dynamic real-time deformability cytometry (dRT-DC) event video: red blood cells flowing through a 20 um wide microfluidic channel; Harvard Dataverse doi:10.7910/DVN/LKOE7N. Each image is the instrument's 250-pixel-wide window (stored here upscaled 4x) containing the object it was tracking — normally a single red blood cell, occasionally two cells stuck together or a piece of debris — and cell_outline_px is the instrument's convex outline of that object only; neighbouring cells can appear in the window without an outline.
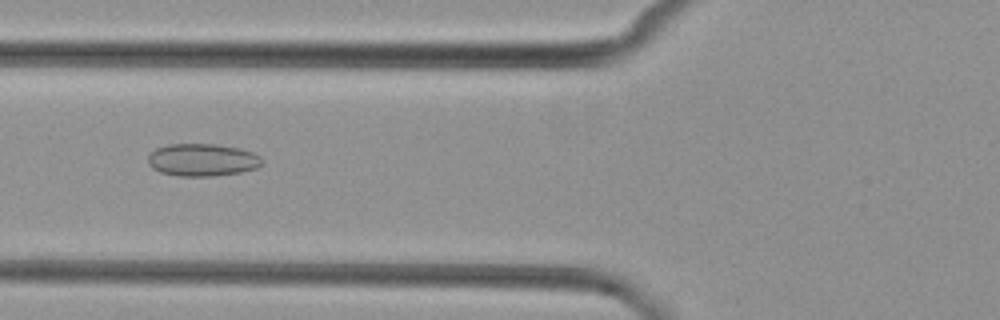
{"species": "common noctule bat (a hibernating species)", "species_latin": "Nyctalus noctula", "temperature_condition": "cold", "stored_images_in_passage": 8, "camera_frame_rate_fps": 3000, "um_per_image_px": 0.085, "animal": {"sex": "female", "body_mass_g": 29.2, "forearm_length_mm": 56.3}, "frame": {"image": 1, "passage_image": 6, "time_ms": 6.667, "image_size_px": [1000, 320], "cell_outline_px": [[264, 164], [256, 168], [240, 172], [212, 176], [180, 176], [160, 172], [152, 168], [148, 164], [148, 156], [156, 148], [168, 144], [216, 144], [240, 148], [252, 152], [260, 156], [264, 160]], "centroid_in_image_um": [17.22, 13.59], "position_along_channel_um": 108.6, "area_um2": 21.73}}
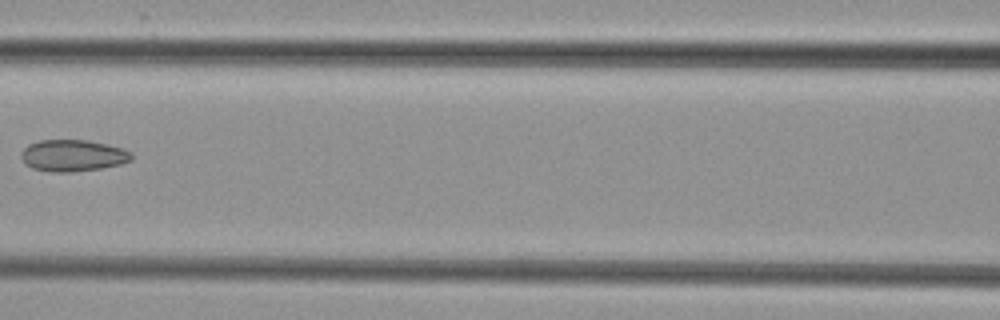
{"frame": {"image": 2, "passage_image": 7, "time_ms": 8.0, "image_size_px": [1000, 320], "cell_outline_px": [[132, 160], [120, 164], [104, 168], [72, 172], [48, 172], [32, 168], [24, 164], [20, 156], [20, 152], [28, 144], [40, 140], [88, 140], [108, 144], [124, 148], [132, 152]], "centroid_in_image_um": [6.19, 13.22], "position_along_channel_um": 160.4, "area_um2": 20.75}}
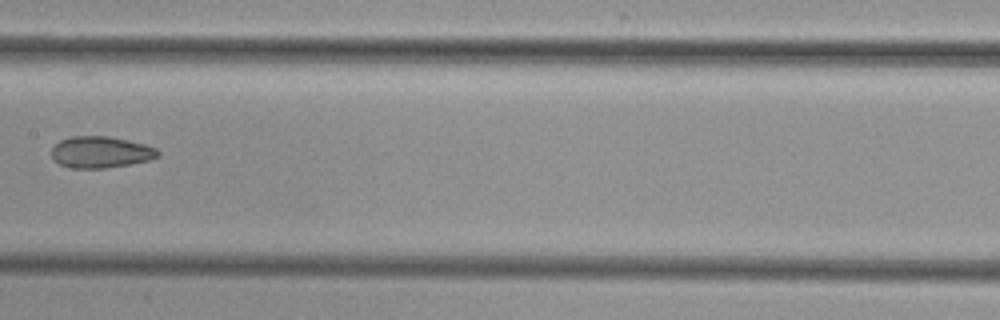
{"frame": {"image": 3, "passage_image": 8, "time_ms": 9.0, "image_size_px": [1000, 320], "cell_outline_px": [[160, 156], [148, 160], [132, 164], [104, 168], [68, 168], [60, 164], [52, 156], [52, 148], [60, 140], [72, 136], [108, 136], [128, 140], [144, 144], [156, 148], [160, 152]], "centroid_in_image_um": [8.58, 12.93], "position_along_channel_um": 198.8, "area_um2": 19.54}}